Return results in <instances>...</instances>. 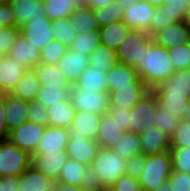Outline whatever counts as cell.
<instances>
[{
  "label": "cell",
  "mask_w": 190,
  "mask_h": 191,
  "mask_svg": "<svg viewBox=\"0 0 190 191\" xmlns=\"http://www.w3.org/2000/svg\"><path fill=\"white\" fill-rule=\"evenodd\" d=\"M134 69L150 90L175 73L168 50L154 41L145 49L142 64Z\"/></svg>",
  "instance_id": "6da1fadb"
},
{
  "label": "cell",
  "mask_w": 190,
  "mask_h": 191,
  "mask_svg": "<svg viewBox=\"0 0 190 191\" xmlns=\"http://www.w3.org/2000/svg\"><path fill=\"white\" fill-rule=\"evenodd\" d=\"M172 173V158L170 150L146 156L143 174L138 180L142 191L156 190L162 183L168 181Z\"/></svg>",
  "instance_id": "7a4b0ae2"
},
{
  "label": "cell",
  "mask_w": 190,
  "mask_h": 191,
  "mask_svg": "<svg viewBox=\"0 0 190 191\" xmlns=\"http://www.w3.org/2000/svg\"><path fill=\"white\" fill-rule=\"evenodd\" d=\"M125 161V158L113 152L112 149L99 147L91 167L108 190L120 176L125 174Z\"/></svg>",
  "instance_id": "3957f363"
},
{
  "label": "cell",
  "mask_w": 190,
  "mask_h": 191,
  "mask_svg": "<svg viewBox=\"0 0 190 191\" xmlns=\"http://www.w3.org/2000/svg\"><path fill=\"white\" fill-rule=\"evenodd\" d=\"M31 165V155L8 138L0 140V177H18Z\"/></svg>",
  "instance_id": "277c9868"
},
{
  "label": "cell",
  "mask_w": 190,
  "mask_h": 191,
  "mask_svg": "<svg viewBox=\"0 0 190 191\" xmlns=\"http://www.w3.org/2000/svg\"><path fill=\"white\" fill-rule=\"evenodd\" d=\"M152 41V36L147 31L131 30L116 51L118 63L132 68L142 64L144 51Z\"/></svg>",
  "instance_id": "5b68a950"
},
{
  "label": "cell",
  "mask_w": 190,
  "mask_h": 191,
  "mask_svg": "<svg viewBox=\"0 0 190 191\" xmlns=\"http://www.w3.org/2000/svg\"><path fill=\"white\" fill-rule=\"evenodd\" d=\"M70 100L76 111H88L94 114L108 113L109 95L106 92H89L72 85Z\"/></svg>",
  "instance_id": "8992f818"
},
{
  "label": "cell",
  "mask_w": 190,
  "mask_h": 191,
  "mask_svg": "<svg viewBox=\"0 0 190 191\" xmlns=\"http://www.w3.org/2000/svg\"><path fill=\"white\" fill-rule=\"evenodd\" d=\"M156 97L152 91L145 95L131 108L130 132L140 134L155 127Z\"/></svg>",
  "instance_id": "52a82bcc"
},
{
  "label": "cell",
  "mask_w": 190,
  "mask_h": 191,
  "mask_svg": "<svg viewBox=\"0 0 190 191\" xmlns=\"http://www.w3.org/2000/svg\"><path fill=\"white\" fill-rule=\"evenodd\" d=\"M151 90L137 77L131 86L118 87L115 91L108 93L109 107H120L131 109L134 104L141 100Z\"/></svg>",
  "instance_id": "ba28073f"
},
{
  "label": "cell",
  "mask_w": 190,
  "mask_h": 191,
  "mask_svg": "<svg viewBox=\"0 0 190 191\" xmlns=\"http://www.w3.org/2000/svg\"><path fill=\"white\" fill-rule=\"evenodd\" d=\"M45 128L46 126L27 121L10 131L8 139L32 156L44 135Z\"/></svg>",
  "instance_id": "9c48e42d"
},
{
  "label": "cell",
  "mask_w": 190,
  "mask_h": 191,
  "mask_svg": "<svg viewBox=\"0 0 190 191\" xmlns=\"http://www.w3.org/2000/svg\"><path fill=\"white\" fill-rule=\"evenodd\" d=\"M20 34L40 51L53 40L52 20L47 16L27 21L20 27Z\"/></svg>",
  "instance_id": "30bf717a"
},
{
  "label": "cell",
  "mask_w": 190,
  "mask_h": 191,
  "mask_svg": "<svg viewBox=\"0 0 190 191\" xmlns=\"http://www.w3.org/2000/svg\"><path fill=\"white\" fill-rule=\"evenodd\" d=\"M155 6L145 0H139L124 10L122 21L130 30L149 31L150 20L154 18Z\"/></svg>",
  "instance_id": "8fae6325"
},
{
  "label": "cell",
  "mask_w": 190,
  "mask_h": 191,
  "mask_svg": "<svg viewBox=\"0 0 190 191\" xmlns=\"http://www.w3.org/2000/svg\"><path fill=\"white\" fill-rule=\"evenodd\" d=\"M70 135V129L68 128L46 126L44 135L34 154L62 153L66 151Z\"/></svg>",
  "instance_id": "7c38bea8"
},
{
  "label": "cell",
  "mask_w": 190,
  "mask_h": 191,
  "mask_svg": "<svg viewBox=\"0 0 190 191\" xmlns=\"http://www.w3.org/2000/svg\"><path fill=\"white\" fill-rule=\"evenodd\" d=\"M152 39L156 44L166 49L179 47L190 42V28L185 21H178L158 31Z\"/></svg>",
  "instance_id": "4fadbf2b"
},
{
  "label": "cell",
  "mask_w": 190,
  "mask_h": 191,
  "mask_svg": "<svg viewBox=\"0 0 190 191\" xmlns=\"http://www.w3.org/2000/svg\"><path fill=\"white\" fill-rule=\"evenodd\" d=\"M98 149L99 145L97 141L81 136L70 135L66 147V153L69 158H72L86 166H91Z\"/></svg>",
  "instance_id": "5bb4252c"
},
{
  "label": "cell",
  "mask_w": 190,
  "mask_h": 191,
  "mask_svg": "<svg viewBox=\"0 0 190 191\" xmlns=\"http://www.w3.org/2000/svg\"><path fill=\"white\" fill-rule=\"evenodd\" d=\"M69 156L66 151L62 153L33 154L31 166L42 172L52 181H57L61 169L67 162Z\"/></svg>",
  "instance_id": "9a60e30c"
},
{
  "label": "cell",
  "mask_w": 190,
  "mask_h": 191,
  "mask_svg": "<svg viewBox=\"0 0 190 191\" xmlns=\"http://www.w3.org/2000/svg\"><path fill=\"white\" fill-rule=\"evenodd\" d=\"M8 56L12 57L24 69H34L40 64V50L21 34L17 37Z\"/></svg>",
  "instance_id": "2e32d148"
},
{
  "label": "cell",
  "mask_w": 190,
  "mask_h": 191,
  "mask_svg": "<svg viewBox=\"0 0 190 191\" xmlns=\"http://www.w3.org/2000/svg\"><path fill=\"white\" fill-rule=\"evenodd\" d=\"M15 18V26L21 27L27 21L43 18L46 9L42 0H8Z\"/></svg>",
  "instance_id": "e0dca14e"
},
{
  "label": "cell",
  "mask_w": 190,
  "mask_h": 191,
  "mask_svg": "<svg viewBox=\"0 0 190 191\" xmlns=\"http://www.w3.org/2000/svg\"><path fill=\"white\" fill-rule=\"evenodd\" d=\"M90 56L84 52L76 53L68 50L56 64L66 79L74 85L77 79L86 71Z\"/></svg>",
  "instance_id": "ac0fdd59"
},
{
  "label": "cell",
  "mask_w": 190,
  "mask_h": 191,
  "mask_svg": "<svg viewBox=\"0 0 190 191\" xmlns=\"http://www.w3.org/2000/svg\"><path fill=\"white\" fill-rule=\"evenodd\" d=\"M101 121L100 114H94L88 111H75L71 135L81 136L96 141Z\"/></svg>",
  "instance_id": "d6986e66"
},
{
  "label": "cell",
  "mask_w": 190,
  "mask_h": 191,
  "mask_svg": "<svg viewBox=\"0 0 190 191\" xmlns=\"http://www.w3.org/2000/svg\"><path fill=\"white\" fill-rule=\"evenodd\" d=\"M24 69L12 57L5 55L0 61V94H10L23 77Z\"/></svg>",
  "instance_id": "ffe728a7"
},
{
  "label": "cell",
  "mask_w": 190,
  "mask_h": 191,
  "mask_svg": "<svg viewBox=\"0 0 190 191\" xmlns=\"http://www.w3.org/2000/svg\"><path fill=\"white\" fill-rule=\"evenodd\" d=\"M28 101L5 94L7 138L9 132L28 121Z\"/></svg>",
  "instance_id": "44dd1931"
},
{
  "label": "cell",
  "mask_w": 190,
  "mask_h": 191,
  "mask_svg": "<svg viewBox=\"0 0 190 191\" xmlns=\"http://www.w3.org/2000/svg\"><path fill=\"white\" fill-rule=\"evenodd\" d=\"M141 153L152 155L162 153L170 149V137L157 127L140 132Z\"/></svg>",
  "instance_id": "7402d4cb"
},
{
  "label": "cell",
  "mask_w": 190,
  "mask_h": 191,
  "mask_svg": "<svg viewBox=\"0 0 190 191\" xmlns=\"http://www.w3.org/2000/svg\"><path fill=\"white\" fill-rule=\"evenodd\" d=\"M154 94L182 93L190 98V68L175 71V73L160 82L151 90Z\"/></svg>",
  "instance_id": "603a6c76"
},
{
  "label": "cell",
  "mask_w": 190,
  "mask_h": 191,
  "mask_svg": "<svg viewBox=\"0 0 190 191\" xmlns=\"http://www.w3.org/2000/svg\"><path fill=\"white\" fill-rule=\"evenodd\" d=\"M124 133L125 131L121 125L109 113L101 115L99 132L96 139L99 147L111 149Z\"/></svg>",
  "instance_id": "cb8c5ba5"
},
{
  "label": "cell",
  "mask_w": 190,
  "mask_h": 191,
  "mask_svg": "<svg viewBox=\"0 0 190 191\" xmlns=\"http://www.w3.org/2000/svg\"><path fill=\"white\" fill-rule=\"evenodd\" d=\"M34 69L37 73L41 87L71 89V83L66 79L57 65L40 63Z\"/></svg>",
  "instance_id": "d4e9b609"
},
{
  "label": "cell",
  "mask_w": 190,
  "mask_h": 191,
  "mask_svg": "<svg viewBox=\"0 0 190 191\" xmlns=\"http://www.w3.org/2000/svg\"><path fill=\"white\" fill-rule=\"evenodd\" d=\"M75 108L70 98L47 108L48 126L70 129L73 123Z\"/></svg>",
  "instance_id": "484cf974"
},
{
  "label": "cell",
  "mask_w": 190,
  "mask_h": 191,
  "mask_svg": "<svg viewBox=\"0 0 190 191\" xmlns=\"http://www.w3.org/2000/svg\"><path fill=\"white\" fill-rule=\"evenodd\" d=\"M74 86L84 89V91L108 93L107 73L88 65Z\"/></svg>",
  "instance_id": "4316f807"
},
{
  "label": "cell",
  "mask_w": 190,
  "mask_h": 191,
  "mask_svg": "<svg viewBox=\"0 0 190 191\" xmlns=\"http://www.w3.org/2000/svg\"><path fill=\"white\" fill-rule=\"evenodd\" d=\"M54 181L31 165L18 176V191H45Z\"/></svg>",
  "instance_id": "83f0119b"
},
{
  "label": "cell",
  "mask_w": 190,
  "mask_h": 191,
  "mask_svg": "<svg viewBox=\"0 0 190 191\" xmlns=\"http://www.w3.org/2000/svg\"><path fill=\"white\" fill-rule=\"evenodd\" d=\"M40 88L41 85L35 69H29L24 72L23 77L10 95L29 102L36 100Z\"/></svg>",
  "instance_id": "f1b7e54d"
},
{
  "label": "cell",
  "mask_w": 190,
  "mask_h": 191,
  "mask_svg": "<svg viewBox=\"0 0 190 191\" xmlns=\"http://www.w3.org/2000/svg\"><path fill=\"white\" fill-rule=\"evenodd\" d=\"M130 31L123 21L100 27L101 44L117 51Z\"/></svg>",
  "instance_id": "f546056e"
},
{
  "label": "cell",
  "mask_w": 190,
  "mask_h": 191,
  "mask_svg": "<svg viewBox=\"0 0 190 191\" xmlns=\"http://www.w3.org/2000/svg\"><path fill=\"white\" fill-rule=\"evenodd\" d=\"M69 18L76 34L99 31L100 29L94 9L88 7L76 8Z\"/></svg>",
  "instance_id": "4dcf8cb0"
},
{
  "label": "cell",
  "mask_w": 190,
  "mask_h": 191,
  "mask_svg": "<svg viewBox=\"0 0 190 191\" xmlns=\"http://www.w3.org/2000/svg\"><path fill=\"white\" fill-rule=\"evenodd\" d=\"M137 77L138 74L134 68L117 63L107 72L108 93L115 91L118 87L131 86Z\"/></svg>",
  "instance_id": "1f68e13d"
},
{
  "label": "cell",
  "mask_w": 190,
  "mask_h": 191,
  "mask_svg": "<svg viewBox=\"0 0 190 191\" xmlns=\"http://www.w3.org/2000/svg\"><path fill=\"white\" fill-rule=\"evenodd\" d=\"M157 103L162 108L169 111L176 118L183 120L188 97L182 93L170 92V94H154Z\"/></svg>",
  "instance_id": "d6a6232c"
},
{
  "label": "cell",
  "mask_w": 190,
  "mask_h": 191,
  "mask_svg": "<svg viewBox=\"0 0 190 191\" xmlns=\"http://www.w3.org/2000/svg\"><path fill=\"white\" fill-rule=\"evenodd\" d=\"M89 56V66L106 73L118 63L116 51L102 44H100Z\"/></svg>",
  "instance_id": "836d02e7"
},
{
  "label": "cell",
  "mask_w": 190,
  "mask_h": 191,
  "mask_svg": "<svg viewBox=\"0 0 190 191\" xmlns=\"http://www.w3.org/2000/svg\"><path fill=\"white\" fill-rule=\"evenodd\" d=\"M111 149L125 159L141 154L139 134L125 132Z\"/></svg>",
  "instance_id": "e575fe53"
},
{
  "label": "cell",
  "mask_w": 190,
  "mask_h": 191,
  "mask_svg": "<svg viewBox=\"0 0 190 191\" xmlns=\"http://www.w3.org/2000/svg\"><path fill=\"white\" fill-rule=\"evenodd\" d=\"M86 167V165L79 163L72 158H68L61 169L57 182L80 187Z\"/></svg>",
  "instance_id": "d590c367"
},
{
  "label": "cell",
  "mask_w": 190,
  "mask_h": 191,
  "mask_svg": "<svg viewBox=\"0 0 190 191\" xmlns=\"http://www.w3.org/2000/svg\"><path fill=\"white\" fill-rule=\"evenodd\" d=\"M100 44L101 37L99 31L80 33L76 34L69 50L76 53L84 52V54L90 55Z\"/></svg>",
  "instance_id": "8d00e7d4"
},
{
  "label": "cell",
  "mask_w": 190,
  "mask_h": 191,
  "mask_svg": "<svg viewBox=\"0 0 190 191\" xmlns=\"http://www.w3.org/2000/svg\"><path fill=\"white\" fill-rule=\"evenodd\" d=\"M46 9V16L50 20L69 17L76 7L73 0H42Z\"/></svg>",
  "instance_id": "74e56055"
},
{
  "label": "cell",
  "mask_w": 190,
  "mask_h": 191,
  "mask_svg": "<svg viewBox=\"0 0 190 191\" xmlns=\"http://www.w3.org/2000/svg\"><path fill=\"white\" fill-rule=\"evenodd\" d=\"M154 121L155 127L159 128L166 135L171 137L174 134V131L178 127L181 120L176 118L166 109L159 106L156 100Z\"/></svg>",
  "instance_id": "f35d334b"
},
{
  "label": "cell",
  "mask_w": 190,
  "mask_h": 191,
  "mask_svg": "<svg viewBox=\"0 0 190 191\" xmlns=\"http://www.w3.org/2000/svg\"><path fill=\"white\" fill-rule=\"evenodd\" d=\"M53 38L63 45L70 47L76 37V32L70 24V18L52 20Z\"/></svg>",
  "instance_id": "ab89813d"
},
{
  "label": "cell",
  "mask_w": 190,
  "mask_h": 191,
  "mask_svg": "<svg viewBox=\"0 0 190 191\" xmlns=\"http://www.w3.org/2000/svg\"><path fill=\"white\" fill-rule=\"evenodd\" d=\"M94 11L100 27L122 21L124 15V9L117 2L97 8Z\"/></svg>",
  "instance_id": "60d3db41"
},
{
  "label": "cell",
  "mask_w": 190,
  "mask_h": 191,
  "mask_svg": "<svg viewBox=\"0 0 190 191\" xmlns=\"http://www.w3.org/2000/svg\"><path fill=\"white\" fill-rule=\"evenodd\" d=\"M69 48L53 39L40 51V63L56 65Z\"/></svg>",
  "instance_id": "b9f144b4"
},
{
  "label": "cell",
  "mask_w": 190,
  "mask_h": 191,
  "mask_svg": "<svg viewBox=\"0 0 190 191\" xmlns=\"http://www.w3.org/2000/svg\"><path fill=\"white\" fill-rule=\"evenodd\" d=\"M70 90L41 87L36 100L43 102L45 107L48 108L57 102L68 100L70 98Z\"/></svg>",
  "instance_id": "7bdbcfd3"
},
{
  "label": "cell",
  "mask_w": 190,
  "mask_h": 191,
  "mask_svg": "<svg viewBox=\"0 0 190 191\" xmlns=\"http://www.w3.org/2000/svg\"><path fill=\"white\" fill-rule=\"evenodd\" d=\"M175 71L190 68L189 43L167 49Z\"/></svg>",
  "instance_id": "ee69618b"
},
{
  "label": "cell",
  "mask_w": 190,
  "mask_h": 191,
  "mask_svg": "<svg viewBox=\"0 0 190 191\" xmlns=\"http://www.w3.org/2000/svg\"><path fill=\"white\" fill-rule=\"evenodd\" d=\"M172 170L190 173V148H170Z\"/></svg>",
  "instance_id": "f6af8a7d"
},
{
  "label": "cell",
  "mask_w": 190,
  "mask_h": 191,
  "mask_svg": "<svg viewBox=\"0 0 190 191\" xmlns=\"http://www.w3.org/2000/svg\"><path fill=\"white\" fill-rule=\"evenodd\" d=\"M161 7L177 22L185 21L190 8V0H165Z\"/></svg>",
  "instance_id": "bcb514c9"
},
{
  "label": "cell",
  "mask_w": 190,
  "mask_h": 191,
  "mask_svg": "<svg viewBox=\"0 0 190 191\" xmlns=\"http://www.w3.org/2000/svg\"><path fill=\"white\" fill-rule=\"evenodd\" d=\"M190 148V121L181 120L170 137V148Z\"/></svg>",
  "instance_id": "7dc6e473"
},
{
  "label": "cell",
  "mask_w": 190,
  "mask_h": 191,
  "mask_svg": "<svg viewBox=\"0 0 190 191\" xmlns=\"http://www.w3.org/2000/svg\"><path fill=\"white\" fill-rule=\"evenodd\" d=\"M177 21L170 17V15L165 12L162 7H156L154 10V18L150 20V30L148 31L150 36H154L158 31L173 25Z\"/></svg>",
  "instance_id": "c3c4849f"
},
{
  "label": "cell",
  "mask_w": 190,
  "mask_h": 191,
  "mask_svg": "<svg viewBox=\"0 0 190 191\" xmlns=\"http://www.w3.org/2000/svg\"><path fill=\"white\" fill-rule=\"evenodd\" d=\"M28 121L42 126H48V112L43 102L38 100L29 101Z\"/></svg>",
  "instance_id": "681fc988"
},
{
  "label": "cell",
  "mask_w": 190,
  "mask_h": 191,
  "mask_svg": "<svg viewBox=\"0 0 190 191\" xmlns=\"http://www.w3.org/2000/svg\"><path fill=\"white\" fill-rule=\"evenodd\" d=\"M19 34L18 26L0 28V54L8 55Z\"/></svg>",
  "instance_id": "f907efd6"
},
{
  "label": "cell",
  "mask_w": 190,
  "mask_h": 191,
  "mask_svg": "<svg viewBox=\"0 0 190 191\" xmlns=\"http://www.w3.org/2000/svg\"><path fill=\"white\" fill-rule=\"evenodd\" d=\"M146 165V155L141 153L132 156L125 161V174L139 180Z\"/></svg>",
  "instance_id": "816d5d0a"
},
{
  "label": "cell",
  "mask_w": 190,
  "mask_h": 191,
  "mask_svg": "<svg viewBox=\"0 0 190 191\" xmlns=\"http://www.w3.org/2000/svg\"><path fill=\"white\" fill-rule=\"evenodd\" d=\"M80 188L83 191H108L91 166H87Z\"/></svg>",
  "instance_id": "f5cc1de1"
},
{
  "label": "cell",
  "mask_w": 190,
  "mask_h": 191,
  "mask_svg": "<svg viewBox=\"0 0 190 191\" xmlns=\"http://www.w3.org/2000/svg\"><path fill=\"white\" fill-rule=\"evenodd\" d=\"M168 183L172 191H190V173L172 170Z\"/></svg>",
  "instance_id": "db71d44e"
},
{
  "label": "cell",
  "mask_w": 190,
  "mask_h": 191,
  "mask_svg": "<svg viewBox=\"0 0 190 191\" xmlns=\"http://www.w3.org/2000/svg\"><path fill=\"white\" fill-rule=\"evenodd\" d=\"M108 191H142V189L138 180L123 174Z\"/></svg>",
  "instance_id": "11a10c76"
},
{
  "label": "cell",
  "mask_w": 190,
  "mask_h": 191,
  "mask_svg": "<svg viewBox=\"0 0 190 191\" xmlns=\"http://www.w3.org/2000/svg\"><path fill=\"white\" fill-rule=\"evenodd\" d=\"M108 113L121 125L125 132L130 131L131 109L109 107Z\"/></svg>",
  "instance_id": "9f6ffc18"
},
{
  "label": "cell",
  "mask_w": 190,
  "mask_h": 191,
  "mask_svg": "<svg viewBox=\"0 0 190 191\" xmlns=\"http://www.w3.org/2000/svg\"><path fill=\"white\" fill-rule=\"evenodd\" d=\"M15 26L13 11L8 3L0 4V28Z\"/></svg>",
  "instance_id": "6f0895ef"
},
{
  "label": "cell",
  "mask_w": 190,
  "mask_h": 191,
  "mask_svg": "<svg viewBox=\"0 0 190 191\" xmlns=\"http://www.w3.org/2000/svg\"><path fill=\"white\" fill-rule=\"evenodd\" d=\"M5 114V94H0V140L7 139V123Z\"/></svg>",
  "instance_id": "680465c9"
},
{
  "label": "cell",
  "mask_w": 190,
  "mask_h": 191,
  "mask_svg": "<svg viewBox=\"0 0 190 191\" xmlns=\"http://www.w3.org/2000/svg\"><path fill=\"white\" fill-rule=\"evenodd\" d=\"M18 177H0V191H18Z\"/></svg>",
  "instance_id": "91938a15"
},
{
  "label": "cell",
  "mask_w": 190,
  "mask_h": 191,
  "mask_svg": "<svg viewBox=\"0 0 190 191\" xmlns=\"http://www.w3.org/2000/svg\"><path fill=\"white\" fill-rule=\"evenodd\" d=\"M117 0H87V7L91 9H97L100 7H104L105 5L112 4Z\"/></svg>",
  "instance_id": "94428289"
},
{
  "label": "cell",
  "mask_w": 190,
  "mask_h": 191,
  "mask_svg": "<svg viewBox=\"0 0 190 191\" xmlns=\"http://www.w3.org/2000/svg\"><path fill=\"white\" fill-rule=\"evenodd\" d=\"M56 188V191H83L80 187L78 186H73L69 184H65L62 182H53Z\"/></svg>",
  "instance_id": "6125c7cd"
},
{
  "label": "cell",
  "mask_w": 190,
  "mask_h": 191,
  "mask_svg": "<svg viewBox=\"0 0 190 191\" xmlns=\"http://www.w3.org/2000/svg\"><path fill=\"white\" fill-rule=\"evenodd\" d=\"M138 1L139 0H117L116 2L125 10Z\"/></svg>",
  "instance_id": "be15d7a7"
},
{
  "label": "cell",
  "mask_w": 190,
  "mask_h": 191,
  "mask_svg": "<svg viewBox=\"0 0 190 191\" xmlns=\"http://www.w3.org/2000/svg\"><path fill=\"white\" fill-rule=\"evenodd\" d=\"M73 5L76 8L87 7V0H73Z\"/></svg>",
  "instance_id": "e7e4bbea"
},
{
  "label": "cell",
  "mask_w": 190,
  "mask_h": 191,
  "mask_svg": "<svg viewBox=\"0 0 190 191\" xmlns=\"http://www.w3.org/2000/svg\"><path fill=\"white\" fill-rule=\"evenodd\" d=\"M153 191H172L168 181L162 183L156 190Z\"/></svg>",
  "instance_id": "03108f58"
},
{
  "label": "cell",
  "mask_w": 190,
  "mask_h": 191,
  "mask_svg": "<svg viewBox=\"0 0 190 191\" xmlns=\"http://www.w3.org/2000/svg\"><path fill=\"white\" fill-rule=\"evenodd\" d=\"M183 120L190 121V98L188 99L187 102Z\"/></svg>",
  "instance_id": "003e7915"
},
{
  "label": "cell",
  "mask_w": 190,
  "mask_h": 191,
  "mask_svg": "<svg viewBox=\"0 0 190 191\" xmlns=\"http://www.w3.org/2000/svg\"><path fill=\"white\" fill-rule=\"evenodd\" d=\"M149 4L155 6V7H160L165 3V0H145Z\"/></svg>",
  "instance_id": "a7ac6f4b"
},
{
  "label": "cell",
  "mask_w": 190,
  "mask_h": 191,
  "mask_svg": "<svg viewBox=\"0 0 190 191\" xmlns=\"http://www.w3.org/2000/svg\"><path fill=\"white\" fill-rule=\"evenodd\" d=\"M185 23L188 25V27L190 28V8L188 10L186 19H185Z\"/></svg>",
  "instance_id": "89a4df30"
},
{
  "label": "cell",
  "mask_w": 190,
  "mask_h": 191,
  "mask_svg": "<svg viewBox=\"0 0 190 191\" xmlns=\"http://www.w3.org/2000/svg\"><path fill=\"white\" fill-rule=\"evenodd\" d=\"M45 191H56L54 183L48 189H46Z\"/></svg>",
  "instance_id": "2644e50d"
},
{
  "label": "cell",
  "mask_w": 190,
  "mask_h": 191,
  "mask_svg": "<svg viewBox=\"0 0 190 191\" xmlns=\"http://www.w3.org/2000/svg\"><path fill=\"white\" fill-rule=\"evenodd\" d=\"M8 3V0H0V4Z\"/></svg>",
  "instance_id": "8c879c8a"
}]
</instances>
